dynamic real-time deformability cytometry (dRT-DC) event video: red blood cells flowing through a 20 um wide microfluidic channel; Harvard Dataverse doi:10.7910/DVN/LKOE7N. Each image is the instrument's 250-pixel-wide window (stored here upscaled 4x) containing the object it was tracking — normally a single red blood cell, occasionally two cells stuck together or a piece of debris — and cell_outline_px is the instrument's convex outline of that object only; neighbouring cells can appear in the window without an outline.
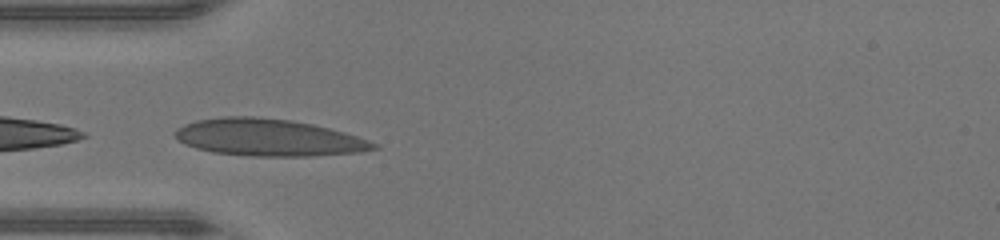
{"species": "human", "species_latin": "Homo sapiens", "temperature_condition": "warm", "stored_images_in_passage": 26, "camera_frame_rate_fps": 3000, "um_per_image_px": 0.085, "donor": {"sex": "male"}, "frame": {"image": 1, "passage_image": 4, "time_ms": 1.0, "image_size_px": [1000, 240], "cell_outline_px": [[380, 148], [360, 152], [308, 156], [248, 156], [212, 152], [196, 148], [184, 144], [176, 140], [172, 132], [176, 128], [184, 124], [196, 120], [224, 116], [252, 116], [292, 120], [312, 124], [344, 132], [380, 144]], "centroid_in_image_um": [22.77, 11.69], "position_along_channel_um": 62.2, "area_um2": 43.18}}
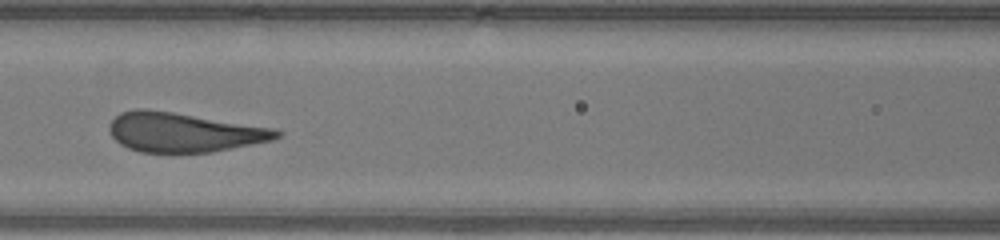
{"frame": {"image": 2, "passage_image": 10, "time_ms": 3.0, "image_size_px": [1000, 240], "cell_outline_px": [[284, 132], [280, 136], [272, 140], [212, 152], [140, 152], [128, 148], [120, 144], [112, 136], [108, 128], [112, 120], [120, 112], [136, 108], [148, 108], [276, 128]], "centroid_in_image_um": [15.62, 11.23], "position_along_channel_um": 151.0, "area_um2": 38.55}}
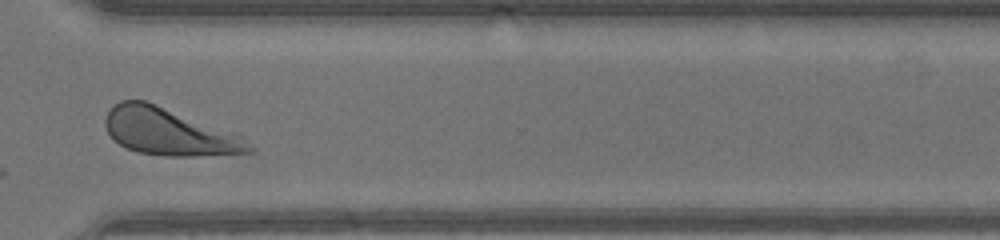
{"frame": {"image": 3, "passage_image": 24, "time_ms": 7.667, "image_size_px": [1000, 240], "cell_outline_px": [[256, 148], [252, 152], [192, 156], [168, 156], [136, 152], [124, 148], [112, 140], [104, 124], [104, 120], [108, 112], [120, 100], [144, 100], [244, 136]], "centroid_in_image_um": [14.36, 11.22], "position_along_channel_um": 356.2, "area_um2": 39.42}, "authors_computed_cell_mechanics": {"area_um2": 39.4485, "velocity_mm_per_s": 4.4087, "shape_relaxation_time_tau1_ms": 3.3235, "shape_relaxation_time_tau2_ms": null, "deformation_change_tau1": 0.2043, "deformation_change_tau2": null}}